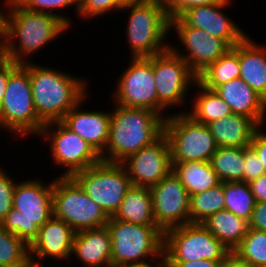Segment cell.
<instances>
[{"label": "cell", "mask_w": 266, "mask_h": 267, "mask_svg": "<svg viewBox=\"0 0 266 267\" xmlns=\"http://www.w3.org/2000/svg\"><path fill=\"white\" fill-rule=\"evenodd\" d=\"M218 147H250L259 126L251 119L231 113L207 124Z\"/></svg>", "instance_id": "cell-24"}, {"label": "cell", "mask_w": 266, "mask_h": 267, "mask_svg": "<svg viewBox=\"0 0 266 267\" xmlns=\"http://www.w3.org/2000/svg\"><path fill=\"white\" fill-rule=\"evenodd\" d=\"M22 7L41 13L52 14L58 18H60L69 28L71 26L70 17H66L65 15H61L56 10L58 9H68L71 6L75 5V13L78 12L79 0H16ZM55 12H54V11Z\"/></svg>", "instance_id": "cell-35"}, {"label": "cell", "mask_w": 266, "mask_h": 267, "mask_svg": "<svg viewBox=\"0 0 266 267\" xmlns=\"http://www.w3.org/2000/svg\"><path fill=\"white\" fill-rule=\"evenodd\" d=\"M130 65L116 81L112 100L127 108H145L157 113V87L153 56L131 58Z\"/></svg>", "instance_id": "cell-14"}, {"label": "cell", "mask_w": 266, "mask_h": 267, "mask_svg": "<svg viewBox=\"0 0 266 267\" xmlns=\"http://www.w3.org/2000/svg\"><path fill=\"white\" fill-rule=\"evenodd\" d=\"M18 63H15L11 60H8L1 68H0V111L2 106V100L6 91V85L9 79L10 73L18 66Z\"/></svg>", "instance_id": "cell-43"}, {"label": "cell", "mask_w": 266, "mask_h": 267, "mask_svg": "<svg viewBox=\"0 0 266 267\" xmlns=\"http://www.w3.org/2000/svg\"><path fill=\"white\" fill-rule=\"evenodd\" d=\"M223 261H211L206 259L186 262H166L167 267H221Z\"/></svg>", "instance_id": "cell-44"}, {"label": "cell", "mask_w": 266, "mask_h": 267, "mask_svg": "<svg viewBox=\"0 0 266 267\" xmlns=\"http://www.w3.org/2000/svg\"><path fill=\"white\" fill-rule=\"evenodd\" d=\"M172 171L186 188L189 196L209 190L221 183L210 162L172 163Z\"/></svg>", "instance_id": "cell-27"}, {"label": "cell", "mask_w": 266, "mask_h": 267, "mask_svg": "<svg viewBox=\"0 0 266 267\" xmlns=\"http://www.w3.org/2000/svg\"><path fill=\"white\" fill-rule=\"evenodd\" d=\"M122 7L119 0H79L77 15L83 19H92L110 11L121 10Z\"/></svg>", "instance_id": "cell-36"}, {"label": "cell", "mask_w": 266, "mask_h": 267, "mask_svg": "<svg viewBox=\"0 0 266 267\" xmlns=\"http://www.w3.org/2000/svg\"><path fill=\"white\" fill-rule=\"evenodd\" d=\"M110 114L109 139L102 161L122 163L164 134L165 118L145 108L116 105Z\"/></svg>", "instance_id": "cell-2"}, {"label": "cell", "mask_w": 266, "mask_h": 267, "mask_svg": "<svg viewBox=\"0 0 266 267\" xmlns=\"http://www.w3.org/2000/svg\"><path fill=\"white\" fill-rule=\"evenodd\" d=\"M86 95L61 120V122L84 139L99 155L107 146L110 131V111H89L80 109Z\"/></svg>", "instance_id": "cell-20"}, {"label": "cell", "mask_w": 266, "mask_h": 267, "mask_svg": "<svg viewBox=\"0 0 266 267\" xmlns=\"http://www.w3.org/2000/svg\"><path fill=\"white\" fill-rule=\"evenodd\" d=\"M232 253L251 267H266V232L249 228Z\"/></svg>", "instance_id": "cell-34"}, {"label": "cell", "mask_w": 266, "mask_h": 267, "mask_svg": "<svg viewBox=\"0 0 266 267\" xmlns=\"http://www.w3.org/2000/svg\"><path fill=\"white\" fill-rule=\"evenodd\" d=\"M190 223H202L212 214L224 210L223 182L201 193L190 196Z\"/></svg>", "instance_id": "cell-32"}, {"label": "cell", "mask_w": 266, "mask_h": 267, "mask_svg": "<svg viewBox=\"0 0 266 267\" xmlns=\"http://www.w3.org/2000/svg\"><path fill=\"white\" fill-rule=\"evenodd\" d=\"M0 267H32L30 246L0 225Z\"/></svg>", "instance_id": "cell-33"}, {"label": "cell", "mask_w": 266, "mask_h": 267, "mask_svg": "<svg viewBox=\"0 0 266 267\" xmlns=\"http://www.w3.org/2000/svg\"><path fill=\"white\" fill-rule=\"evenodd\" d=\"M225 210L250 221L255 207V198L249 184L244 181L223 182Z\"/></svg>", "instance_id": "cell-31"}, {"label": "cell", "mask_w": 266, "mask_h": 267, "mask_svg": "<svg viewBox=\"0 0 266 267\" xmlns=\"http://www.w3.org/2000/svg\"><path fill=\"white\" fill-rule=\"evenodd\" d=\"M232 2L233 0H224L220 4L196 6L184 11L179 18L187 26L202 29L209 35L224 40L233 48L247 34L223 11L228 9Z\"/></svg>", "instance_id": "cell-18"}, {"label": "cell", "mask_w": 266, "mask_h": 267, "mask_svg": "<svg viewBox=\"0 0 266 267\" xmlns=\"http://www.w3.org/2000/svg\"><path fill=\"white\" fill-rule=\"evenodd\" d=\"M171 163L209 162L218 146L207 125L195 121L186 111L170 114L164 122Z\"/></svg>", "instance_id": "cell-8"}, {"label": "cell", "mask_w": 266, "mask_h": 267, "mask_svg": "<svg viewBox=\"0 0 266 267\" xmlns=\"http://www.w3.org/2000/svg\"><path fill=\"white\" fill-rule=\"evenodd\" d=\"M172 29L177 32L178 41L185 50L176 49L171 42L169 47L188 63L196 76L231 48L224 40L213 37L202 29L187 26L179 17L170 20V31Z\"/></svg>", "instance_id": "cell-15"}, {"label": "cell", "mask_w": 266, "mask_h": 267, "mask_svg": "<svg viewBox=\"0 0 266 267\" xmlns=\"http://www.w3.org/2000/svg\"><path fill=\"white\" fill-rule=\"evenodd\" d=\"M52 216L53 180L45 184L32 178L16 182L13 207L0 225L30 246L37 238L39 228Z\"/></svg>", "instance_id": "cell-4"}, {"label": "cell", "mask_w": 266, "mask_h": 267, "mask_svg": "<svg viewBox=\"0 0 266 267\" xmlns=\"http://www.w3.org/2000/svg\"><path fill=\"white\" fill-rule=\"evenodd\" d=\"M149 189L156 225L163 232L190 223V196L173 171Z\"/></svg>", "instance_id": "cell-16"}, {"label": "cell", "mask_w": 266, "mask_h": 267, "mask_svg": "<svg viewBox=\"0 0 266 267\" xmlns=\"http://www.w3.org/2000/svg\"><path fill=\"white\" fill-rule=\"evenodd\" d=\"M3 6L7 55L15 63L29 62L30 56L70 29L60 18L30 11L16 0H6Z\"/></svg>", "instance_id": "cell-1"}, {"label": "cell", "mask_w": 266, "mask_h": 267, "mask_svg": "<svg viewBox=\"0 0 266 267\" xmlns=\"http://www.w3.org/2000/svg\"><path fill=\"white\" fill-rule=\"evenodd\" d=\"M0 21H5V18H4V11L1 10V8H0Z\"/></svg>", "instance_id": "cell-49"}, {"label": "cell", "mask_w": 266, "mask_h": 267, "mask_svg": "<svg viewBox=\"0 0 266 267\" xmlns=\"http://www.w3.org/2000/svg\"><path fill=\"white\" fill-rule=\"evenodd\" d=\"M224 0H161L168 18L179 17L187 9L202 6L220 4Z\"/></svg>", "instance_id": "cell-38"}, {"label": "cell", "mask_w": 266, "mask_h": 267, "mask_svg": "<svg viewBox=\"0 0 266 267\" xmlns=\"http://www.w3.org/2000/svg\"><path fill=\"white\" fill-rule=\"evenodd\" d=\"M232 253L249 231V221L228 210H221L201 223Z\"/></svg>", "instance_id": "cell-26"}, {"label": "cell", "mask_w": 266, "mask_h": 267, "mask_svg": "<svg viewBox=\"0 0 266 267\" xmlns=\"http://www.w3.org/2000/svg\"><path fill=\"white\" fill-rule=\"evenodd\" d=\"M108 217L114 216L132 186L122 163L100 161L71 176Z\"/></svg>", "instance_id": "cell-11"}, {"label": "cell", "mask_w": 266, "mask_h": 267, "mask_svg": "<svg viewBox=\"0 0 266 267\" xmlns=\"http://www.w3.org/2000/svg\"><path fill=\"white\" fill-rule=\"evenodd\" d=\"M0 47H6V44H5V21H0Z\"/></svg>", "instance_id": "cell-47"}, {"label": "cell", "mask_w": 266, "mask_h": 267, "mask_svg": "<svg viewBox=\"0 0 266 267\" xmlns=\"http://www.w3.org/2000/svg\"><path fill=\"white\" fill-rule=\"evenodd\" d=\"M251 229L266 232V202H256L249 221Z\"/></svg>", "instance_id": "cell-40"}, {"label": "cell", "mask_w": 266, "mask_h": 267, "mask_svg": "<svg viewBox=\"0 0 266 267\" xmlns=\"http://www.w3.org/2000/svg\"><path fill=\"white\" fill-rule=\"evenodd\" d=\"M132 185L152 187L172 171L168 139L163 134L153 144L143 147L122 162Z\"/></svg>", "instance_id": "cell-17"}, {"label": "cell", "mask_w": 266, "mask_h": 267, "mask_svg": "<svg viewBox=\"0 0 266 267\" xmlns=\"http://www.w3.org/2000/svg\"><path fill=\"white\" fill-rule=\"evenodd\" d=\"M119 1L124 5V4H127L129 2H132L134 0H119Z\"/></svg>", "instance_id": "cell-50"}, {"label": "cell", "mask_w": 266, "mask_h": 267, "mask_svg": "<svg viewBox=\"0 0 266 267\" xmlns=\"http://www.w3.org/2000/svg\"><path fill=\"white\" fill-rule=\"evenodd\" d=\"M7 47H0V68L8 61Z\"/></svg>", "instance_id": "cell-48"}, {"label": "cell", "mask_w": 266, "mask_h": 267, "mask_svg": "<svg viewBox=\"0 0 266 267\" xmlns=\"http://www.w3.org/2000/svg\"><path fill=\"white\" fill-rule=\"evenodd\" d=\"M123 10L130 12L126 26L130 58L151 57L169 48L165 38L170 36V19L161 0H134Z\"/></svg>", "instance_id": "cell-5"}, {"label": "cell", "mask_w": 266, "mask_h": 267, "mask_svg": "<svg viewBox=\"0 0 266 267\" xmlns=\"http://www.w3.org/2000/svg\"><path fill=\"white\" fill-rule=\"evenodd\" d=\"M244 163V182L249 183L250 181L257 179L261 175L266 174L264 165L258 157V154L251 146L244 148Z\"/></svg>", "instance_id": "cell-39"}, {"label": "cell", "mask_w": 266, "mask_h": 267, "mask_svg": "<svg viewBox=\"0 0 266 267\" xmlns=\"http://www.w3.org/2000/svg\"><path fill=\"white\" fill-rule=\"evenodd\" d=\"M209 162L221 182L243 181L244 148L218 147Z\"/></svg>", "instance_id": "cell-30"}, {"label": "cell", "mask_w": 266, "mask_h": 267, "mask_svg": "<svg viewBox=\"0 0 266 267\" xmlns=\"http://www.w3.org/2000/svg\"><path fill=\"white\" fill-rule=\"evenodd\" d=\"M115 219L143 226H157L153 214L152 196L148 187L132 185L113 216Z\"/></svg>", "instance_id": "cell-25"}, {"label": "cell", "mask_w": 266, "mask_h": 267, "mask_svg": "<svg viewBox=\"0 0 266 267\" xmlns=\"http://www.w3.org/2000/svg\"><path fill=\"white\" fill-rule=\"evenodd\" d=\"M48 67L28 62L34 107L45 124L61 121L88 94L87 80Z\"/></svg>", "instance_id": "cell-3"}, {"label": "cell", "mask_w": 266, "mask_h": 267, "mask_svg": "<svg viewBox=\"0 0 266 267\" xmlns=\"http://www.w3.org/2000/svg\"><path fill=\"white\" fill-rule=\"evenodd\" d=\"M248 184L255 202H266V174L250 181Z\"/></svg>", "instance_id": "cell-42"}, {"label": "cell", "mask_w": 266, "mask_h": 267, "mask_svg": "<svg viewBox=\"0 0 266 267\" xmlns=\"http://www.w3.org/2000/svg\"><path fill=\"white\" fill-rule=\"evenodd\" d=\"M221 267H251V266L240 260L234 253H231L225 260H223Z\"/></svg>", "instance_id": "cell-46"}, {"label": "cell", "mask_w": 266, "mask_h": 267, "mask_svg": "<svg viewBox=\"0 0 266 267\" xmlns=\"http://www.w3.org/2000/svg\"><path fill=\"white\" fill-rule=\"evenodd\" d=\"M38 136L47 143L49 141L52 162L55 166L59 165L67 169L60 176L71 177L76 172L101 161V156L61 121L46 123Z\"/></svg>", "instance_id": "cell-13"}, {"label": "cell", "mask_w": 266, "mask_h": 267, "mask_svg": "<svg viewBox=\"0 0 266 267\" xmlns=\"http://www.w3.org/2000/svg\"><path fill=\"white\" fill-rule=\"evenodd\" d=\"M106 227L111 236L112 267L165 258L164 232L158 226L128 223L112 216Z\"/></svg>", "instance_id": "cell-6"}, {"label": "cell", "mask_w": 266, "mask_h": 267, "mask_svg": "<svg viewBox=\"0 0 266 267\" xmlns=\"http://www.w3.org/2000/svg\"><path fill=\"white\" fill-rule=\"evenodd\" d=\"M153 73L157 87V114L166 119L169 114H163L167 112L165 109L184 105L188 100V89L195 84L197 76L170 47L153 55Z\"/></svg>", "instance_id": "cell-12"}, {"label": "cell", "mask_w": 266, "mask_h": 267, "mask_svg": "<svg viewBox=\"0 0 266 267\" xmlns=\"http://www.w3.org/2000/svg\"><path fill=\"white\" fill-rule=\"evenodd\" d=\"M193 87L199 89L190 111L186 113L195 121L205 125L232 113L229 105L214 91L201 85L198 81Z\"/></svg>", "instance_id": "cell-29"}, {"label": "cell", "mask_w": 266, "mask_h": 267, "mask_svg": "<svg viewBox=\"0 0 266 267\" xmlns=\"http://www.w3.org/2000/svg\"><path fill=\"white\" fill-rule=\"evenodd\" d=\"M72 256L85 267H112L111 236L107 227L76 232Z\"/></svg>", "instance_id": "cell-22"}, {"label": "cell", "mask_w": 266, "mask_h": 267, "mask_svg": "<svg viewBox=\"0 0 266 267\" xmlns=\"http://www.w3.org/2000/svg\"><path fill=\"white\" fill-rule=\"evenodd\" d=\"M75 231L63 220L52 216L39 228L37 238L30 245L32 267H43L41 259L69 260ZM39 259V260H38Z\"/></svg>", "instance_id": "cell-19"}, {"label": "cell", "mask_w": 266, "mask_h": 267, "mask_svg": "<svg viewBox=\"0 0 266 267\" xmlns=\"http://www.w3.org/2000/svg\"><path fill=\"white\" fill-rule=\"evenodd\" d=\"M53 216L66 222L75 232L106 226L109 217L72 178L53 180Z\"/></svg>", "instance_id": "cell-9"}, {"label": "cell", "mask_w": 266, "mask_h": 267, "mask_svg": "<svg viewBox=\"0 0 266 267\" xmlns=\"http://www.w3.org/2000/svg\"><path fill=\"white\" fill-rule=\"evenodd\" d=\"M248 36L239 43L240 78L266 101V47Z\"/></svg>", "instance_id": "cell-23"}, {"label": "cell", "mask_w": 266, "mask_h": 267, "mask_svg": "<svg viewBox=\"0 0 266 267\" xmlns=\"http://www.w3.org/2000/svg\"><path fill=\"white\" fill-rule=\"evenodd\" d=\"M16 186V180L6 173V170L0 171V223L4 220L7 213L13 207V193Z\"/></svg>", "instance_id": "cell-37"}, {"label": "cell", "mask_w": 266, "mask_h": 267, "mask_svg": "<svg viewBox=\"0 0 266 267\" xmlns=\"http://www.w3.org/2000/svg\"><path fill=\"white\" fill-rule=\"evenodd\" d=\"M45 123L37 116L28 72V62L9 75L0 111V129L16 137L39 135Z\"/></svg>", "instance_id": "cell-7"}, {"label": "cell", "mask_w": 266, "mask_h": 267, "mask_svg": "<svg viewBox=\"0 0 266 267\" xmlns=\"http://www.w3.org/2000/svg\"><path fill=\"white\" fill-rule=\"evenodd\" d=\"M152 261L155 262V265L153 262L152 263L146 262V263H126L114 267H167L165 258H159L158 261L153 259Z\"/></svg>", "instance_id": "cell-45"}, {"label": "cell", "mask_w": 266, "mask_h": 267, "mask_svg": "<svg viewBox=\"0 0 266 267\" xmlns=\"http://www.w3.org/2000/svg\"><path fill=\"white\" fill-rule=\"evenodd\" d=\"M239 43L197 76L204 87L215 90L218 86L240 77Z\"/></svg>", "instance_id": "cell-28"}, {"label": "cell", "mask_w": 266, "mask_h": 267, "mask_svg": "<svg viewBox=\"0 0 266 267\" xmlns=\"http://www.w3.org/2000/svg\"><path fill=\"white\" fill-rule=\"evenodd\" d=\"M230 107L232 113L251 118L259 127L266 120V101L240 77L214 90Z\"/></svg>", "instance_id": "cell-21"}, {"label": "cell", "mask_w": 266, "mask_h": 267, "mask_svg": "<svg viewBox=\"0 0 266 267\" xmlns=\"http://www.w3.org/2000/svg\"><path fill=\"white\" fill-rule=\"evenodd\" d=\"M231 254L201 223H188L164 232L166 262H186L201 259L223 261Z\"/></svg>", "instance_id": "cell-10"}, {"label": "cell", "mask_w": 266, "mask_h": 267, "mask_svg": "<svg viewBox=\"0 0 266 267\" xmlns=\"http://www.w3.org/2000/svg\"><path fill=\"white\" fill-rule=\"evenodd\" d=\"M263 127H259L252 138L251 147L255 150L260 158L262 164L264 165V169L266 172V131L264 132Z\"/></svg>", "instance_id": "cell-41"}]
</instances>
